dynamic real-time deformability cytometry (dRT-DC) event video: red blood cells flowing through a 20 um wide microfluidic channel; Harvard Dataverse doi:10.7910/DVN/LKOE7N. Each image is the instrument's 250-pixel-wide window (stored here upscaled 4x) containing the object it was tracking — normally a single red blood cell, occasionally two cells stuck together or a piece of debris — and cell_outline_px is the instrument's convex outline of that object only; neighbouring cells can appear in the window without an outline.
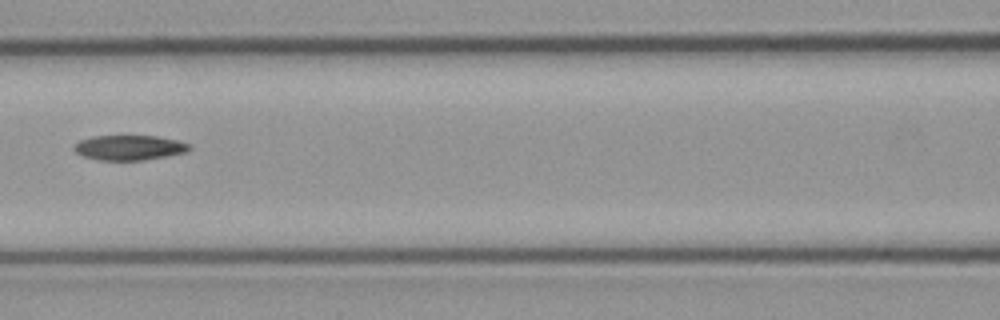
{"species": "common noctule bat (a hibernating species)", "species_latin": "Nyctalus noctula", "temperature_condition": "cold", "stored_images_in_passage": 3, "camera_frame_rate_fps": 3000, "um_per_image_px": 0.085, "animal": {"sex": "male", "body_mass_g": 23.1, "forearm_length_mm": 52.7}, "frame": {"image": 1, "passage_image": 3, "time_ms": 0.667, "image_size_px": [1000, 320], "cell_outline_px": [[192, 148], [188, 152], [144, 160], [100, 160], [84, 156], [76, 152], [72, 148], [80, 140], [92, 136], [156, 136], [176, 140], [188, 144]], "centroid_in_image_um": [11.0, 12.55], "position_along_channel_um": 155.6, "area_um2": 16.65}}